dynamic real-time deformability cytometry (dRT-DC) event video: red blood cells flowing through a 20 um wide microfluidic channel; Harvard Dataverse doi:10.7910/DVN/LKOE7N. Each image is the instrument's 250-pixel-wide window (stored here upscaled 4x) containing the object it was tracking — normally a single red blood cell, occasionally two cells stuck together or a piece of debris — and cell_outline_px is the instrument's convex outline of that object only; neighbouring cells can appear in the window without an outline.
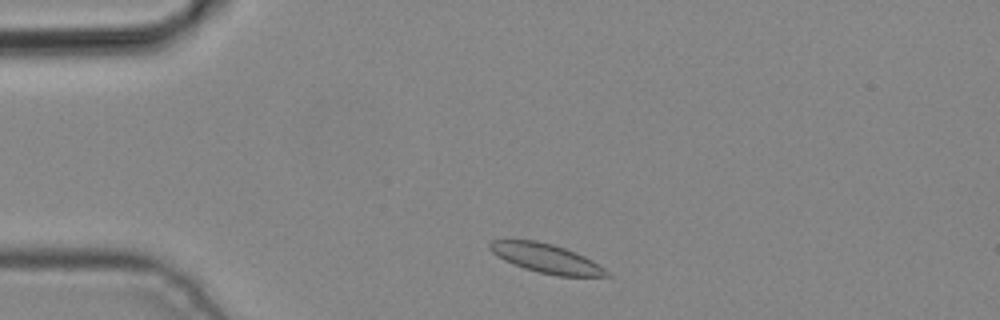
{"species": "common noctule bat (a hibernating species)", "species_latin": "Nyctalus noctula", "temperature_condition": "cold", "stored_images_in_passage": 5, "camera_frame_rate_fps": 3000, "um_per_image_px": 0.085, "animal": {"sex": "male", "body_mass_g": 19.2, "forearm_length_mm": 51.8}, "frame": {"image": 1, "passage_image": 1, "time_ms": 0.0, "image_size_px": [1000, 320], "cell_outline_px": [[612, 276], [556, 276], [524, 268], [504, 260], [492, 252], [488, 248], [488, 244], [492, 240], [536, 240], [552, 244], [576, 252], [592, 260], [604, 268]], "centroid_in_image_um": [46.42, 21.95], "position_along_channel_um": 38.6, "area_um2": 19.65}}
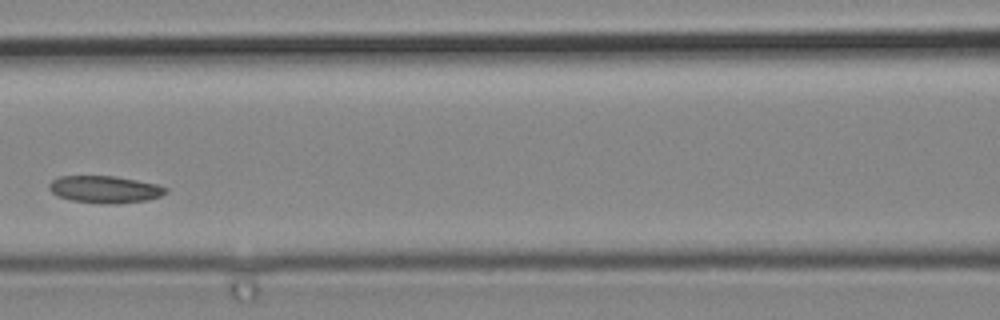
{"frame": {"image": 2, "passage_image": 4, "time_ms": 1.0, "image_size_px": [1000, 320], "cell_outline_px": [[168, 192], [160, 196], [148, 200], [116, 204], [100, 204], [72, 200], [56, 196], [48, 188], [48, 184], [52, 180], [60, 176], [116, 176], [156, 184], [168, 188]], "centroid_in_image_um": [8.9, 16.1], "position_along_channel_um": 157.7, "area_um2": 18.61}}
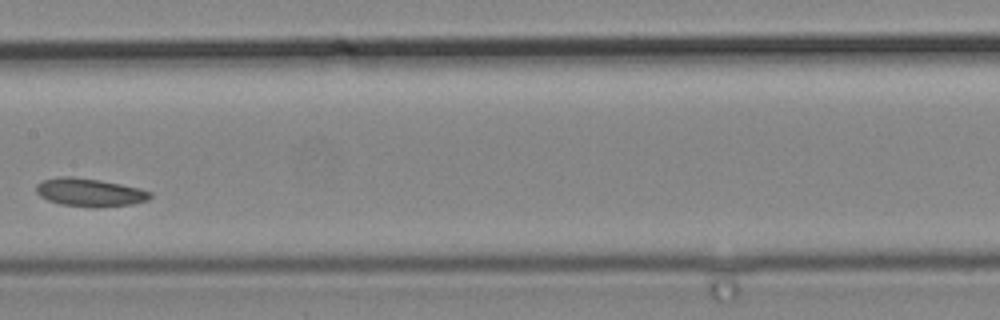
{"frame": {"image": 3, "passage_image": 5, "time_ms": 1.333, "image_size_px": [1000, 320], "cell_outline_px": [[152, 196], [148, 200], [132, 204], [96, 208], [60, 204], [48, 200], [40, 196], [36, 192], [36, 184], [44, 180], [60, 176], [72, 176], [100, 180], [140, 188], [152, 192]], "centroid_in_image_um": [7.63, 16.35], "position_along_channel_um": 199.8, "area_um2": 18.79}}